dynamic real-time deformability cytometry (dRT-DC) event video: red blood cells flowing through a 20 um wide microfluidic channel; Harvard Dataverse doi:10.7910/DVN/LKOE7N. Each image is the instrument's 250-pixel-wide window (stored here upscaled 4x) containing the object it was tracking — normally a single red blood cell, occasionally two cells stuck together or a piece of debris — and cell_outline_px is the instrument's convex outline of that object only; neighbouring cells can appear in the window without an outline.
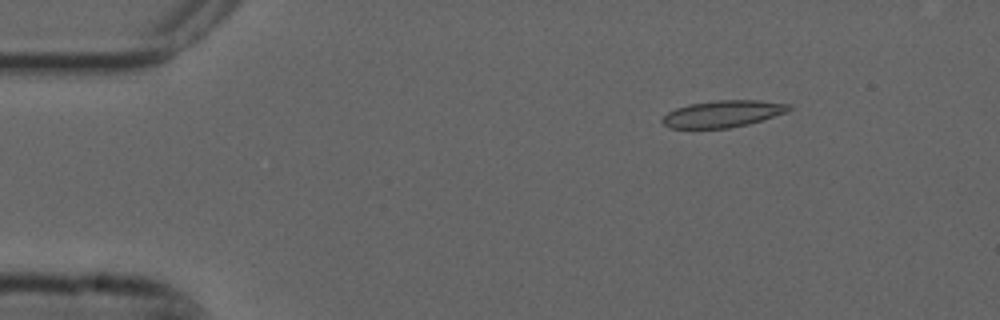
{"species": "common noctule bat (a hibernating species)", "species_latin": "Nyctalus noctula", "temperature_condition": "cold", "stored_images_in_passage": 4, "camera_frame_rate_fps": 3000, "um_per_image_px": 0.085, "animal": {"sex": "male", "forearm_length_mm": 52.5}, "frame": {"image": 1, "passage_image": 1, "time_ms": 0.0, "image_size_px": [1000, 320], "cell_outline_px": [[792, 108], [788, 112], [748, 124], [728, 128], [668, 128], [660, 120], [668, 112], [676, 108], [688, 104], [716, 100], [760, 100], [792, 104]], "centroid_in_image_um": [61.46, 9.66], "position_along_channel_um": 23.5, "area_um2": 19.88}}
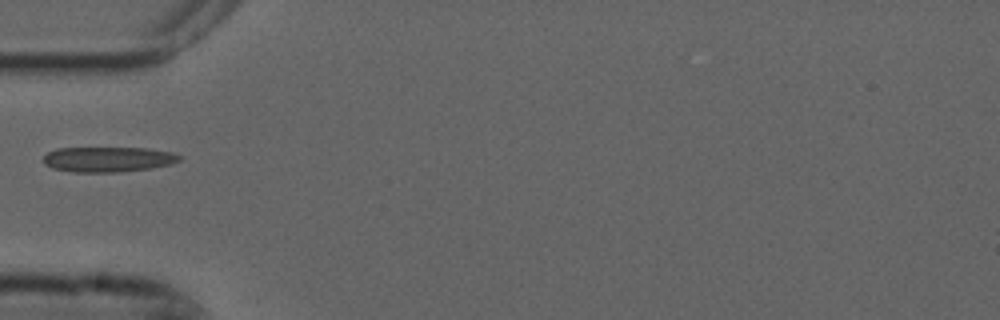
{"frame": {"image": 2, "passage_image": 4, "time_ms": 1.0, "image_size_px": [1000, 320], "cell_outline_px": [[184, 156], [180, 160], [172, 164], [152, 168], [120, 172], [72, 172], [52, 168], [44, 164], [44, 156], [48, 152], [56, 148], [144, 148], [172, 152]], "centroid_in_image_um": [9.21, 13.54], "position_along_channel_um": 75.8, "area_um2": 20.11}}